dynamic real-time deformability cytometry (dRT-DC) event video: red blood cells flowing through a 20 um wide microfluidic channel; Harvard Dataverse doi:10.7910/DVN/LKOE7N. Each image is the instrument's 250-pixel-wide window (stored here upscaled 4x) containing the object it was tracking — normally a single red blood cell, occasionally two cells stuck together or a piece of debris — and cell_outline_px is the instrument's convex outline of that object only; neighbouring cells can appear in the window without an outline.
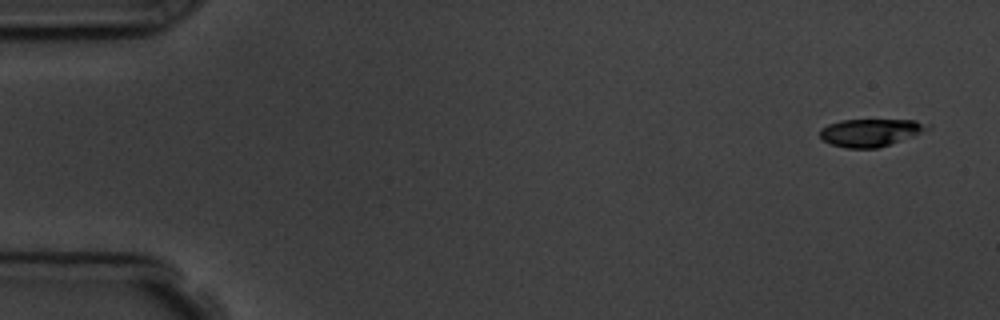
{"species": "common noctule bat (a hibernating species)", "species_latin": "Nyctalus noctula", "temperature_condition": "room temperature", "stored_images_in_passage": 5, "camera_frame_rate_fps": 3000, "um_per_image_px": 0.085, "animal": {"sex": "male", "body_mass_g": 19.5, "forearm_length_mm": 54.6}, "frame": {"image": 1, "passage_image": 1, "time_ms": 0.0, "image_size_px": [1000, 320], "cell_outline_px": [[932, 128], [912, 136], [876, 148], [848, 148], [832, 144], [824, 140], [820, 136], [820, 128], [828, 124], [840, 120], [916, 120], [932, 124]], "centroid_in_image_um": [74.01, 11.24], "position_along_channel_um": 11.0, "area_um2": 17.17}}